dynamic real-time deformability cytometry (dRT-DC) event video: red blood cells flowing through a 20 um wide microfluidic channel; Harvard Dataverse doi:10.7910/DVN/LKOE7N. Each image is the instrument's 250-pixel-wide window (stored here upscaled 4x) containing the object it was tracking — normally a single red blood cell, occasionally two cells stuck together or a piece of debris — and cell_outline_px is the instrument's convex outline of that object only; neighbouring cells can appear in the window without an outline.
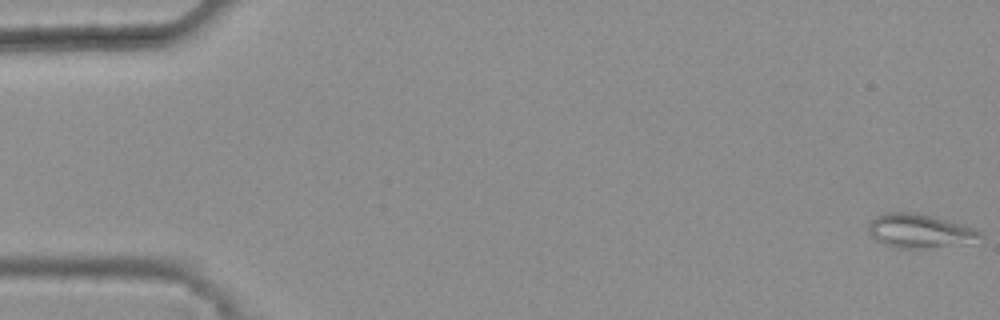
{"species": "common noctule bat (a hibernating species)", "species_latin": "Nyctalus noctula", "temperature_condition": "warm", "stored_images_in_passage": 47, "camera_frame_rate_fps": 3000, "um_per_image_px": 0.085, "animal": {"sex": "female", "body_mass_g": 25.1}, "frame": {"image": 1, "passage_image": 1, "time_ms": 0.0, "image_size_px": [1000, 320], "cell_outline_px": [[984, 236], [924, 248], [896, 248], [884, 244], [876, 240], [868, 232], [868, 224], [876, 216], [888, 212], [916, 212], [932, 216], [972, 228], [980, 232]], "centroid_in_image_um": [77.98, 19.59], "position_along_channel_um": 7.0, "area_um2": 20.92}}
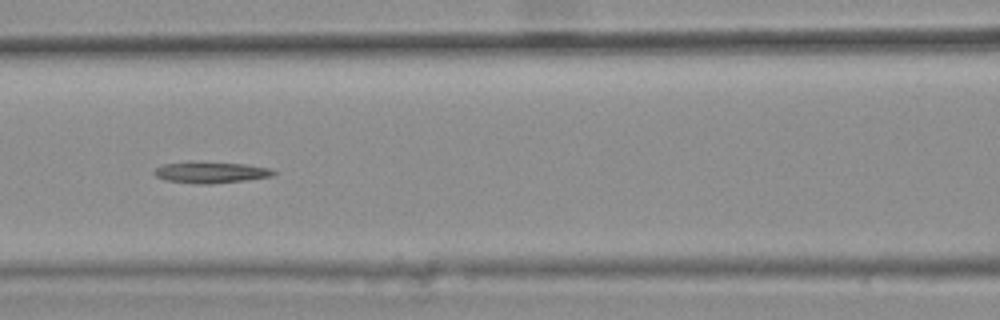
{"frame": {"image": 2, "passage_image": 24, "time_ms": 7.667, "image_size_px": [1000, 320], "cell_outline_px": [[276, 172], [272, 176], [208, 184], [196, 184], [164, 180], [156, 176], [152, 172], [156, 168], [164, 164], [192, 160], [244, 164], [268, 168]], "centroid_in_image_um": [17.81, 14.63], "position_along_channel_um": 148.8, "area_um2": 14.85}}
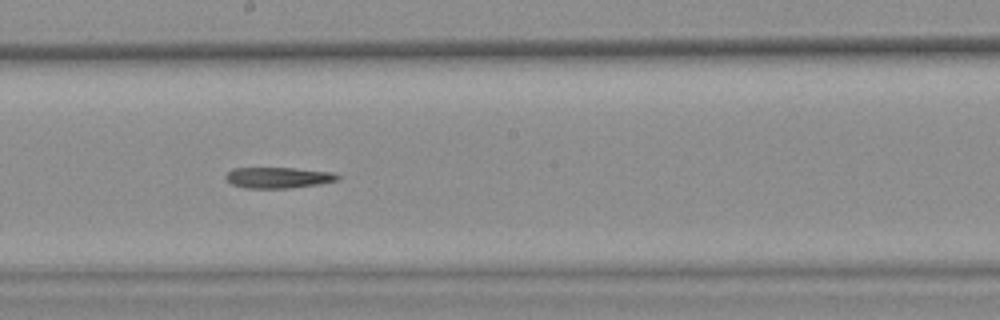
{"frame": {"image": 3, "passage_image": 30, "time_ms": 9.667, "image_size_px": [1000, 320], "cell_outline_px": [[340, 180], [292, 188], [244, 188], [232, 184], [224, 180], [224, 176], [232, 168], [292, 168], [332, 172], [340, 176]], "centroid_in_image_um": [23.61, 15.1], "position_along_channel_um": 224.6, "area_um2": 13.7}}